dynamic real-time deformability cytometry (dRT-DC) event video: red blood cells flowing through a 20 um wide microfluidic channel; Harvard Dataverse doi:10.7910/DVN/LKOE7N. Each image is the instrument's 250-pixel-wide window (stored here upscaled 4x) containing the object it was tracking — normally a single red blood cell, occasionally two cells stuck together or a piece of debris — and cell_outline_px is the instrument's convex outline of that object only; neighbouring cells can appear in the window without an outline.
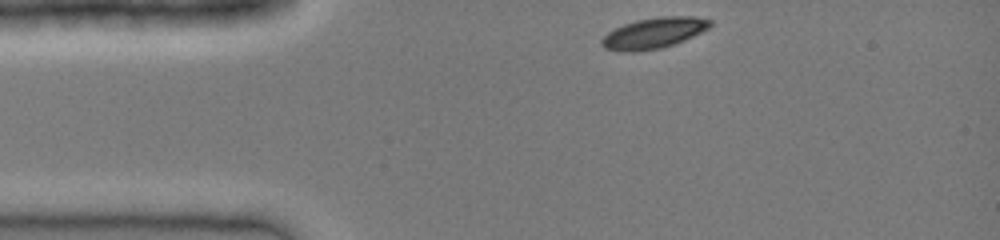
{"species": "common noctule bat (a hibernating species)", "species_latin": "Nyctalus noctula", "temperature_condition": "cold", "stored_images_in_passage": 30, "camera_frame_rate_fps": 3000, "um_per_image_px": 0.085, "animal": {"sex": "female", "body_mass_g": 19.0, "forearm_length_mm": 51.5}, "frame": {"image": 1, "passage_image": 1, "time_ms": 0.0, "image_size_px": [1000, 240], "cell_outline_px": [[712, 24], [708, 28], [684, 40], [660, 48], [632, 52], [620, 52], [604, 48], [600, 44], [600, 40], [608, 32], [624, 24], [636, 20], [660, 16], [696, 16], [712, 20]], "centroid_in_image_um": [55.55, 2.8], "position_along_channel_um": 29.5, "area_um2": 19.42}}
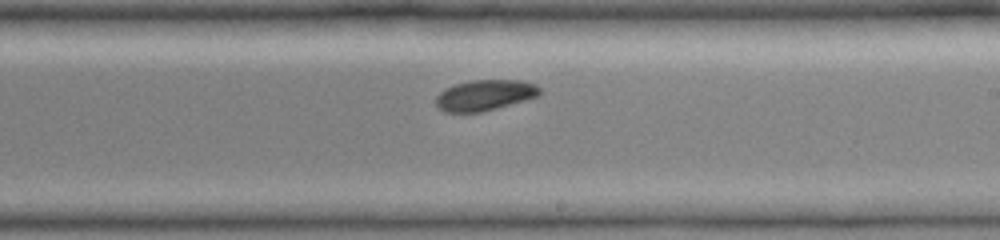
{"frame": {"image": 2, "passage_image": 18, "time_ms": 5.667, "image_size_px": [1000, 240], "cell_outline_px": [[540, 96], [484, 112], [444, 112], [436, 104], [436, 96], [444, 88], [456, 84], [472, 80], [524, 80], [536, 84], [540, 88]], "centroid_in_image_um": [41.24, 8.09], "position_along_channel_um": 247.8, "area_um2": 18.79}}
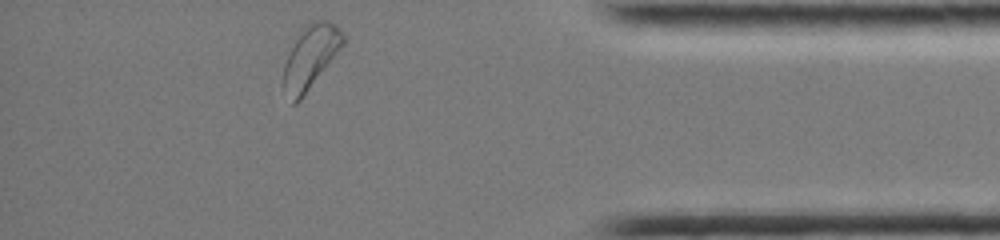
{"frame": {"image": 3, "passage_image": 30, "time_ms": 9.667, "image_size_px": [1000, 240], "cell_outline_px": [[344, 44], [300, 100], [296, 104], [292, 104], [284, 84], [284, 64], [300, 28], [312, 20], [328, 20], [336, 24], [340, 28], [344, 36]], "centroid_in_image_um": [26.41, 4.77], "position_along_channel_um": 408.8, "area_um2": 21.62}}